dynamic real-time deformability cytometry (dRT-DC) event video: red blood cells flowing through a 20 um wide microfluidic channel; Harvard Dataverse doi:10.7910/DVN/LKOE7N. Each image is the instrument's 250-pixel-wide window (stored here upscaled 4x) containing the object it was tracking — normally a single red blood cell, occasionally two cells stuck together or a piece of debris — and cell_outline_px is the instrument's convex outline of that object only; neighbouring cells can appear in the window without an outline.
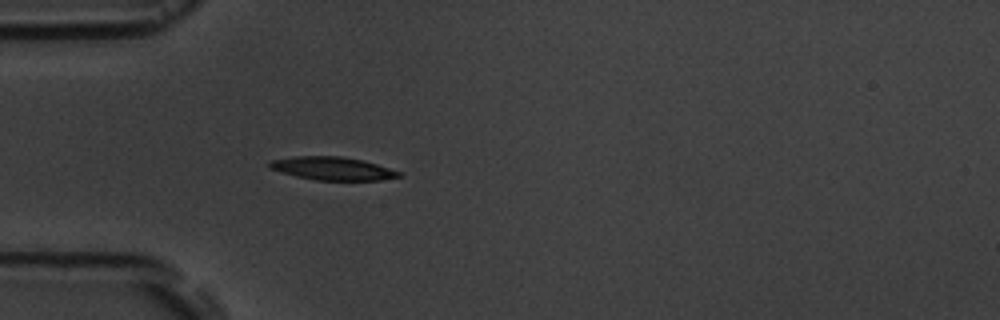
{"species": "common noctule bat (a hibernating species)", "species_latin": "Nyctalus noctula", "temperature_condition": "room temperature", "stored_images_in_passage": 2, "camera_frame_rate_fps": 3000, "um_per_image_px": 0.085, "animal": {"sex": "male", "body_mass_g": 19.5, "forearm_length_mm": 54.6}, "frame": {"image": 1, "passage_image": 2, "time_ms": 1.0, "image_size_px": [1000, 320], "cell_outline_px": [[404, 176], [380, 180], [316, 180], [296, 176], [280, 172], [268, 168], [268, 164], [272, 160], [292, 156], [340, 156], [360, 160], [376, 164], [400, 172]], "centroid_in_image_um": [28.23, 14.32], "position_along_channel_um": 56.8, "area_um2": 17.34}}